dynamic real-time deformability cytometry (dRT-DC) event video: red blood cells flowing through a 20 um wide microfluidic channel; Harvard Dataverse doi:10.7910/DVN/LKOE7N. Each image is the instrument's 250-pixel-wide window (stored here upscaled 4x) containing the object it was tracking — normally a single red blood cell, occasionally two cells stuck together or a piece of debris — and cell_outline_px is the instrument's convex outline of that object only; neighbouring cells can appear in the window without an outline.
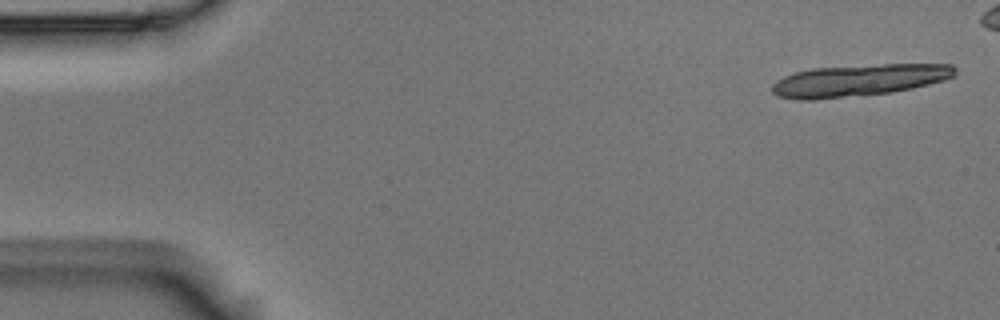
{"species": "Egyptian fruit bat (a non-hibernating species)", "species_latin": "Rousettus aegyptiacus", "temperature_condition": "room temperature", "stored_images_in_passage": 6, "segment_of_instrument_passage": [1, 3], "camera_frame_rate_fps": 3000, "um_per_image_px": 0.085, "animal": {"sex": "male"}, "frame": {"image": 1, "passage_image": 1, "time_ms": 0.0, "image_size_px": [1000, 320], "cell_outline_px": [[956, 76], [944, 80], [912, 88], [888, 92], [816, 100], [800, 100], [776, 96], [772, 92], [772, 84], [776, 80], [792, 72], [812, 68], [880, 64], [952, 64], [956, 68]], "centroid_in_image_um": [72.97, 6.82], "position_along_channel_um": 12.0, "area_um2": 34.1}}